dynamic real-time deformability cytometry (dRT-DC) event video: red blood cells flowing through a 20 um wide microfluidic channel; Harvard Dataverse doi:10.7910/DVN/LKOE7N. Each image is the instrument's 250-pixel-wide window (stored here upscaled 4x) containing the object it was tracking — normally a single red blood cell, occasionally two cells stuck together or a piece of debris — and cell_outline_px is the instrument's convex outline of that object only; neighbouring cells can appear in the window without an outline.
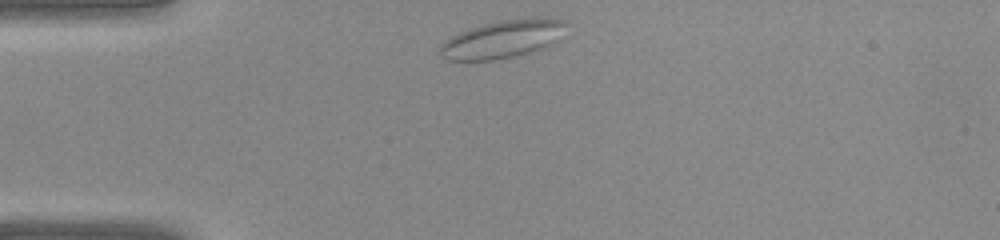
{"species": "common noctule bat (a hibernating species)", "species_latin": "Nyctalus noctula", "temperature_condition": "warm", "stored_images_in_passage": 31, "camera_frame_rate_fps": 3000, "um_per_image_px": 0.085, "animal": {"sex": "female", "body_mass_g": 22.0, "forearm_length_mm": 56.7}, "frame": {"image": 1, "passage_image": 1, "time_ms": 0.0, "image_size_px": [1000, 240], "cell_outline_px": [[564, 24], [552, 44], [544, 48], [532, 52], [496, 60], [444, 60], [436, 52], [440, 44], [444, 40], [460, 32], [484, 24], [500, 20], [540, 16], [564, 20]], "centroid_in_image_um": [42.63, 3.34], "position_along_channel_um": 42.4, "area_um2": 27.8}}
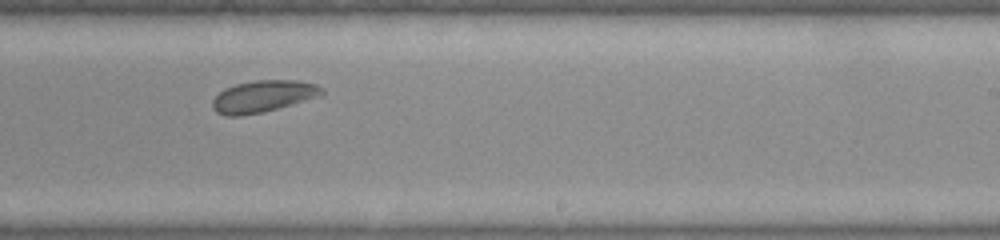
{"frame": {"image": 2, "passage_image": 16, "time_ms": 5.0, "image_size_px": [1000, 240], "cell_outline_px": [[324, 92], [320, 96], [264, 112], [240, 116], [224, 116], [216, 112], [212, 104], [212, 100], [224, 88], [236, 84], [256, 80], [296, 80], [316, 84], [324, 88]], "centroid_in_image_um": [22.36, 8.19], "position_along_channel_um": 266.6, "area_um2": 20.29}}
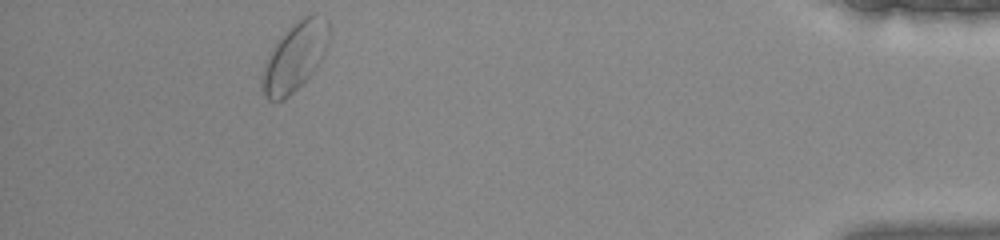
{"frame": {"image": 3, "passage_image": 28, "time_ms": 9.0, "image_size_px": [1000, 240], "cell_outline_px": [[328, 40], [324, 52], [320, 60], [312, 72], [284, 100], [268, 100], [264, 96], [260, 88], [264, 64], [276, 40], [300, 16], [308, 12], [316, 12], [328, 20]], "centroid_in_image_um": [25.03, 4.76], "position_along_channel_um": 410.2, "area_um2": 26.76}}